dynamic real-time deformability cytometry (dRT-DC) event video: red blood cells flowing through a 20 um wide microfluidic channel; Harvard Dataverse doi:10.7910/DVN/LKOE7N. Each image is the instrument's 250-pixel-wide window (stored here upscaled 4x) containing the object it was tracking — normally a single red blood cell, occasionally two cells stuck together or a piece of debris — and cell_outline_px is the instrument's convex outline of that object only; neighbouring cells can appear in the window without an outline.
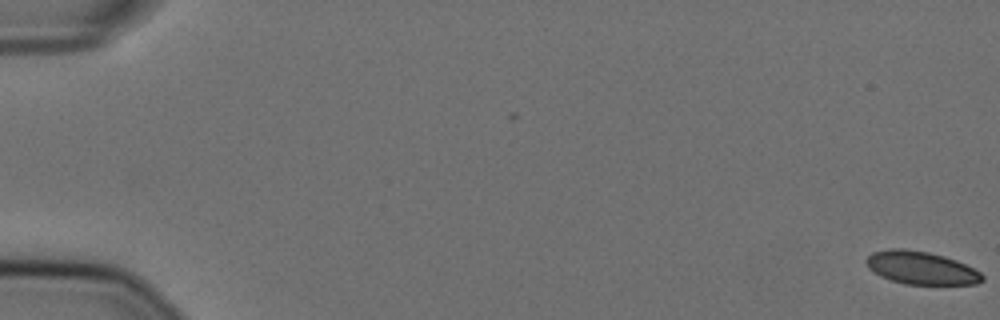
{"species": "Egyptian fruit bat (a non-hibernating species)", "species_latin": "Rousettus aegyptiacus", "temperature_condition": "cold", "stored_images_in_passage": 2, "camera_frame_rate_fps": 3000, "um_per_image_px": 0.085, "animal": {"sex": "female"}, "frame": {"image": 1, "passage_image": 2, "time_ms": 0.333, "image_size_px": [1000, 320], "cell_outline_px": [[984, 280], [976, 284], [904, 284], [880, 276], [868, 268], [864, 260], [872, 252], [892, 248], [904, 248], [928, 252], [944, 256], [956, 260], [980, 272], [984, 276]], "centroid_in_image_um": [78.27, 22.76], "position_along_channel_um": 6.7, "area_um2": 22.25}}